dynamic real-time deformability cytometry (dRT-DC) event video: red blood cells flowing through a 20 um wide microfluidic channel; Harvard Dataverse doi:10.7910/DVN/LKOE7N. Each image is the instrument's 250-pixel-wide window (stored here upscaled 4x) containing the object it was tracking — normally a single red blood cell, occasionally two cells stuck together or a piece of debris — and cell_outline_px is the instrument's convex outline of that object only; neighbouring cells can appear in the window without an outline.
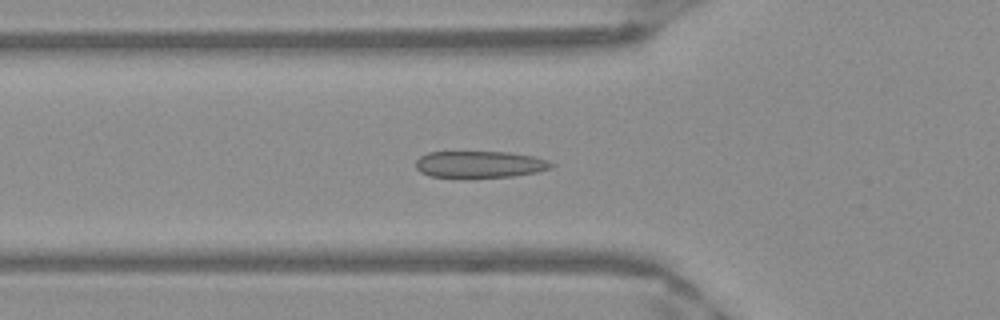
{"species": "Egyptian fruit bat (a non-hibernating species)", "species_latin": "Rousettus aegyptiacus", "temperature_condition": "warm", "stored_images_in_passage": 42, "camera_frame_rate_fps": 3000, "um_per_image_px": 0.085, "frame": {"image": 1, "passage_image": 9, "time_ms": 2.667, "image_size_px": [1000, 320], "cell_outline_px": [[556, 164], [552, 168], [536, 172], [512, 176], [464, 180], [428, 176], [420, 172], [416, 168], [416, 160], [420, 156], [428, 152], [508, 152], [532, 156], [548, 160]], "centroid_in_image_um": [40.74, 14.01], "position_along_channel_um": 85.1, "area_um2": 21.96}}
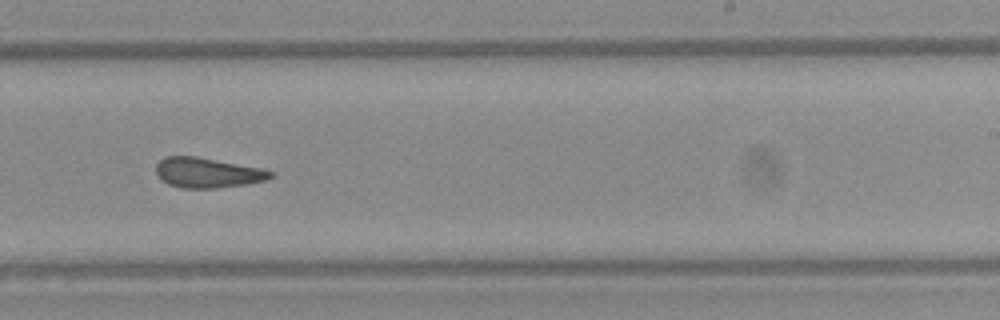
{"frame": {"image": 2, "passage_image": 23, "time_ms": 7.333, "image_size_px": [1000, 320], "cell_outline_px": [[276, 176], [268, 180], [248, 184], [216, 188], [180, 188], [168, 184], [156, 172], [156, 164], [164, 156], [196, 156], [260, 168], [276, 172]], "centroid_in_image_um": [17.69, 14.68], "position_along_channel_um": 271.3, "area_um2": 20.17}}
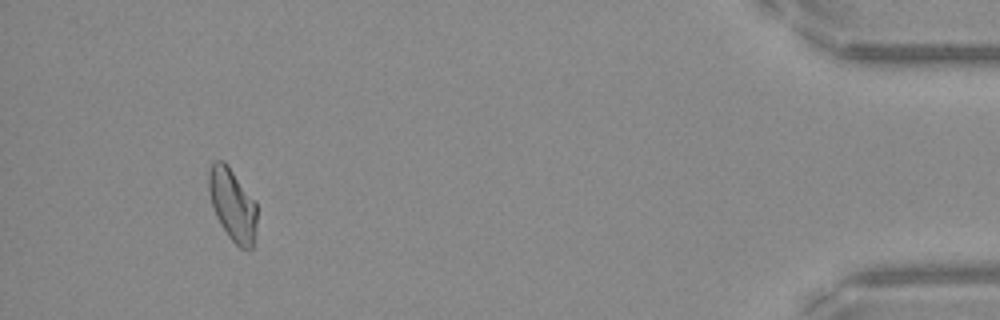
{"frame": {"image": 3, "passage_image": 39, "time_ms": 12.667, "image_size_px": [1000, 320], "cell_outline_px": [[256, 228], [252, 248], [240, 248], [228, 236], [220, 224], [216, 216], [212, 204], [208, 188], [208, 172], [212, 164], [216, 160], [224, 160], [228, 164], [256, 204]], "centroid_in_image_um": [19.74, 17.38], "position_along_channel_um": 415.5, "area_um2": 20.06}, "authors_computed_cell_mechanics": {"area_um2": 20.7213, "velocity_mm_per_s": 3.9766, "shape_relaxation_time_tau1_ms": null, "shape_relaxation_time_tau2_ms": 2.184, "deformation_change_tau1": null, "deformation_change_tau2": 0.0844}}